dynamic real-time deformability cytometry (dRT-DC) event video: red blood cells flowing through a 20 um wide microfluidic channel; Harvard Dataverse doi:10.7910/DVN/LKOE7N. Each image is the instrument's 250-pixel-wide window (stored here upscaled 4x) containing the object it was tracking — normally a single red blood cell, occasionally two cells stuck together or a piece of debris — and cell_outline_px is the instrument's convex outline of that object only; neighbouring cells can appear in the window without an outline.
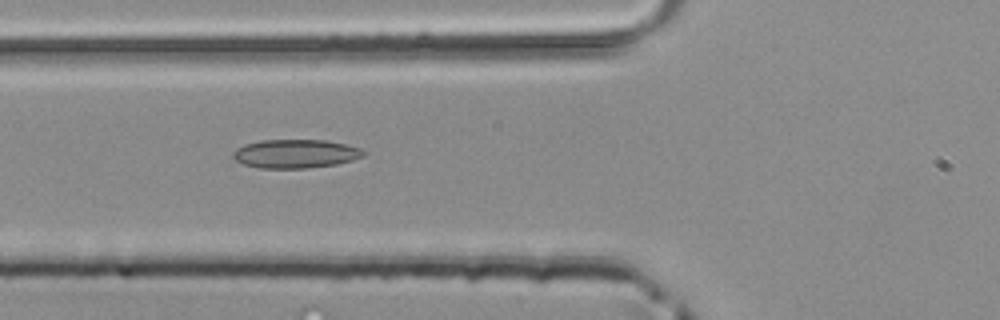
{"species": "common noctule bat (a hibernating species)", "species_latin": "Nyctalus noctula", "temperature_condition": "room temperature", "stored_images_in_passage": 33, "camera_frame_rate_fps": 3000, "um_per_image_px": 0.085, "animal": {"sex": "male", "body_mass_g": 20.4}, "frame": {"image": 1, "passage_image": 7, "time_ms": 2.0, "image_size_px": [1000, 320], "cell_outline_px": [[364, 156], [352, 160], [336, 164], [304, 168], [260, 168], [244, 164], [236, 160], [232, 156], [232, 152], [236, 148], [244, 144], [260, 140], [328, 140], [360, 148], [364, 152]], "centroid_in_image_um": [25.08, 13.06], "position_along_channel_um": 100.7, "area_um2": 21.73}}
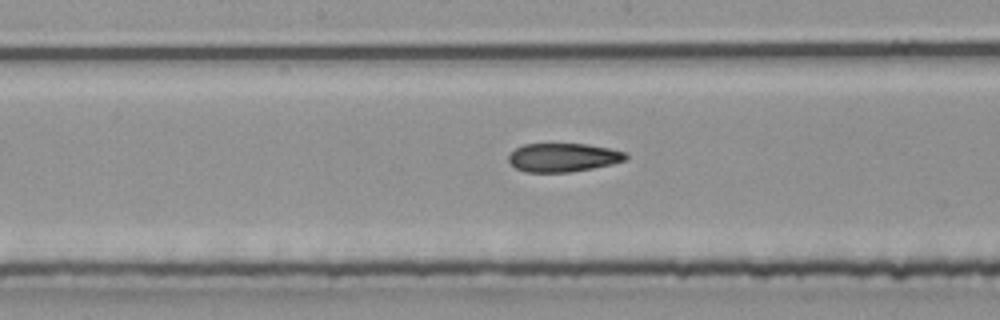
{"frame": {"image": 2, "passage_image": 14, "time_ms": 4.333, "image_size_px": [1000, 320], "cell_outline_px": [[628, 156], [624, 160], [612, 164], [592, 168], [568, 172], [524, 172], [516, 168], [508, 160], [508, 156], [516, 148], [524, 144], [584, 144], [608, 148], [628, 152]], "centroid_in_image_um": [47.87, 13.38], "position_along_channel_um": 200.3, "area_um2": 19.42}}
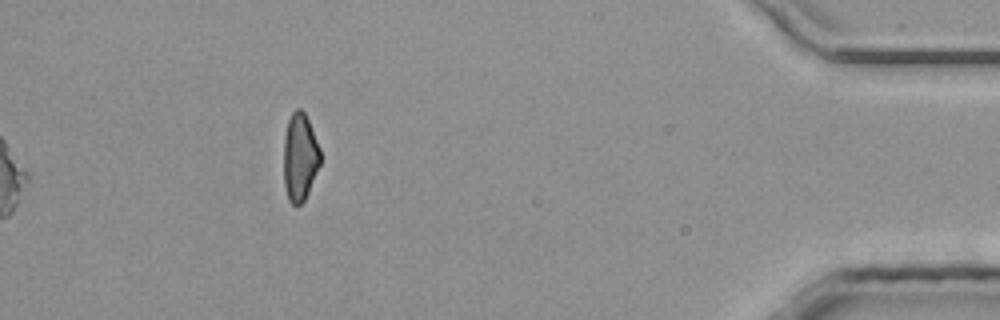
{"frame": {"image": 3, "passage_image": 33, "time_ms": 10.667, "image_size_px": [1000, 320], "cell_outline_px": [[320, 164], [308, 192], [304, 200], [300, 204], [292, 204], [288, 200], [284, 184], [284, 136], [288, 120], [292, 112], [296, 108], [300, 108], [304, 112], [308, 120], [320, 148]], "centroid_in_image_um": [25.48, 13.34], "position_along_channel_um": 409.7, "area_um2": 18.61}}